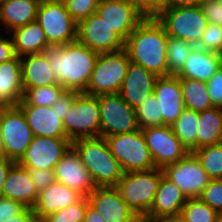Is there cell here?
Returning a JSON list of instances; mask_svg holds the SVG:
<instances>
[{
	"label": "cell",
	"mask_w": 222,
	"mask_h": 222,
	"mask_svg": "<svg viewBox=\"0 0 222 222\" xmlns=\"http://www.w3.org/2000/svg\"><path fill=\"white\" fill-rule=\"evenodd\" d=\"M43 53L65 90L85 92L98 52L75 40L65 45L50 46Z\"/></svg>",
	"instance_id": "6da1fadb"
},
{
	"label": "cell",
	"mask_w": 222,
	"mask_h": 222,
	"mask_svg": "<svg viewBox=\"0 0 222 222\" xmlns=\"http://www.w3.org/2000/svg\"><path fill=\"white\" fill-rule=\"evenodd\" d=\"M167 41L166 30L156 17H145L125 40L124 49L131 62L157 77L167 76Z\"/></svg>",
	"instance_id": "7a4b0ae2"
},
{
	"label": "cell",
	"mask_w": 222,
	"mask_h": 222,
	"mask_svg": "<svg viewBox=\"0 0 222 222\" xmlns=\"http://www.w3.org/2000/svg\"><path fill=\"white\" fill-rule=\"evenodd\" d=\"M96 187H116L123 170L104 137L80 138L72 142Z\"/></svg>",
	"instance_id": "3957f363"
},
{
	"label": "cell",
	"mask_w": 222,
	"mask_h": 222,
	"mask_svg": "<svg viewBox=\"0 0 222 222\" xmlns=\"http://www.w3.org/2000/svg\"><path fill=\"white\" fill-rule=\"evenodd\" d=\"M163 175L162 169L123 173L117 189L127 206L142 219L151 209Z\"/></svg>",
	"instance_id": "277c9868"
},
{
	"label": "cell",
	"mask_w": 222,
	"mask_h": 222,
	"mask_svg": "<svg viewBox=\"0 0 222 222\" xmlns=\"http://www.w3.org/2000/svg\"><path fill=\"white\" fill-rule=\"evenodd\" d=\"M129 63L125 49L100 53L84 93L95 96L119 93Z\"/></svg>",
	"instance_id": "5b68a950"
},
{
	"label": "cell",
	"mask_w": 222,
	"mask_h": 222,
	"mask_svg": "<svg viewBox=\"0 0 222 222\" xmlns=\"http://www.w3.org/2000/svg\"><path fill=\"white\" fill-rule=\"evenodd\" d=\"M104 138L124 173L156 168L142 129Z\"/></svg>",
	"instance_id": "8992f818"
},
{
	"label": "cell",
	"mask_w": 222,
	"mask_h": 222,
	"mask_svg": "<svg viewBox=\"0 0 222 222\" xmlns=\"http://www.w3.org/2000/svg\"><path fill=\"white\" fill-rule=\"evenodd\" d=\"M156 19L164 26L168 36L196 46L208 27V20L200 6L164 8Z\"/></svg>",
	"instance_id": "52a82bcc"
},
{
	"label": "cell",
	"mask_w": 222,
	"mask_h": 222,
	"mask_svg": "<svg viewBox=\"0 0 222 222\" xmlns=\"http://www.w3.org/2000/svg\"><path fill=\"white\" fill-rule=\"evenodd\" d=\"M100 115L98 96L80 92L63 120L66 137L71 142L100 137Z\"/></svg>",
	"instance_id": "ba28073f"
},
{
	"label": "cell",
	"mask_w": 222,
	"mask_h": 222,
	"mask_svg": "<svg viewBox=\"0 0 222 222\" xmlns=\"http://www.w3.org/2000/svg\"><path fill=\"white\" fill-rule=\"evenodd\" d=\"M36 22L45 32L50 46L65 45L77 40V23L67 11L64 1H41Z\"/></svg>",
	"instance_id": "9c48e42d"
},
{
	"label": "cell",
	"mask_w": 222,
	"mask_h": 222,
	"mask_svg": "<svg viewBox=\"0 0 222 222\" xmlns=\"http://www.w3.org/2000/svg\"><path fill=\"white\" fill-rule=\"evenodd\" d=\"M0 133L3 145L2 155L18 162L34 138L22 109L8 106L0 117Z\"/></svg>",
	"instance_id": "30bf717a"
},
{
	"label": "cell",
	"mask_w": 222,
	"mask_h": 222,
	"mask_svg": "<svg viewBox=\"0 0 222 222\" xmlns=\"http://www.w3.org/2000/svg\"><path fill=\"white\" fill-rule=\"evenodd\" d=\"M100 106V137L130 133L139 129L135 109L119 93L98 96Z\"/></svg>",
	"instance_id": "8fae6325"
},
{
	"label": "cell",
	"mask_w": 222,
	"mask_h": 222,
	"mask_svg": "<svg viewBox=\"0 0 222 222\" xmlns=\"http://www.w3.org/2000/svg\"><path fill=\"white\" fill-rule=\"evenodd\" d=\"M142 132L156 168L163 169L189 153L171 126H149L143 128Z\"/></svg>",
	"instance_id": "7c38bea8"
},
{
	"label": "cell",
	"mask_w": 222,
	"mask_h": 222,
	"mask_svg": "<svg viewBox=\"0 0 222 222\" xmlns=\"http://www.w3.org/2000/svg\"><path fill=\"white\" fill-rule=\"evenodd\" d=\"M163 175L175 183L187 198H199L210 178L199 159L189 152L178 162L165 166Z\"/></svg>",
	"instance_id": "4fadbf2b"
},
{
	"label": "cell",
	"mask_w": 222,
	"mask_h": 222,
	"mask_svg": "<svg viewBox=\"0 0 222 222\" xmlns=\"http://www.w3.org/2000/svg\"><path fill=\"white\" fill-rule=\"evenodd\" d=\"M71 147L72 142L68 138L34 136L17 163L26 169L54 170Z\"/></svg>",
	"instance_id": "5bb4252c"
},
{
	"label": "cell",
	"mask_w": 222,
	"mask_h": 222,
	"mask_svg": "<svg viewBox=\"0 0 222 222\" xmlns=\"http://www.w3.org/2000/svg\"><path fill=\"white\" fill-rule=\"evenodd\" d=\"M77 40L99 54L119 51L125 45V40L97 12L77 24Z\"/></svg>",
	"instance_id": "9a60e30c"
},
{
	"label": "cell",
	"mask_w": 222,
	"mask_h": 222,
	"mask_svg": "<svg viewBox=\"0 0 222 222\" xmlns=\"http://www.w3.org/2000/svg\"><path fill=\"white\" fill-rule=\"evenodd\" d=\"M96 12L124 40L145 18L131 0H99Z\"/></svg>",
	"instance_id": "2e32d148"
},
{
	"label": "cell",
	"mask_w": 222,
	"mask_h": 222,
	"mask_svg": "<svg viewBox=\"0 0 222 222\" xmlns=\"http://www.w3.org/2000/svg\"><path fill=\"white\" fill-rule=\"evenodd\" d=\"M90 205L106 222H141L122 199L117 187H96L88 196Z\"/></svg>",
	"instance_id": "e0dca14e"
},
{
	"label": "cell",
	"mask_w": 222,
	"mask_h": 222,
	"mask_svg": "<svg viewBox=\"0 0 222 222\" xmlns=\"http://www.w3.org/2000/svg\"><path fill=\"white\" fill-rule=\"evenodd\" d=\"M187 199L175 183L162 175L151 209L141 220L161 222L165 218L180 216Z\"/></svg>",
	"instance_id": "ac0fdd59"
},
{
	"label": "cell",
	"mask_w": 222,
	"mask_h": 222,
	"mask_svg": "<svg viewBox=\"0 0 222 222\" xmlns=\"http://www.w3.org/2000/svg\"><path fill=\"white\" fill-rule=\"evenodd\" d=\"M55 180L87 197L95 188L89 171L71 147L54 168Z\"/></svg>",
	"instance_id": "d6986e66"
},
{
	"label": "cell",
	"mask_w": 222,
	"mask_h": 222,
	"mask_svg": "<svg viewBox=\"0 0 222 222\" xmlns=\"http://www.w3.org/2000/svg\"><path fill=\"white\" fill-rule=\"evenodd\" d=\"M153 93L159 102L163 125L172 126L185 109L180 78L177 75L157 77Z\"/></svg>",
	"instance_id": "ffe728a7"
},
{
	"label": "cell",
	"mask_w": 222,
	"mask_h": 222,
	"mask_svg": "<svg viewBox=\"0 0 222 222\" xmlns=\"http://www.w3.org/2000/svg\"><path fill=\"white\" fill-rule=\"evenodd\" d=\"M156 79V75L130 61L119 94L130 107L136 109L153 94Z\"/></svg>",
	"instance_id": "44dd1931"
},
{
	"label": "cell",
	"mask_w": 222,
	"mask_h": 222,
	"mask_svg": "<svg viewBox=\"0 0 222 222\" xmlns=\"http://www.w3.org/2000/svg\"><path fill=\"white\" fill-rule=\"evenodd\" d=\"M34 136L67 138L63 121L51 107L18 105Z\"/></svg>",
	"instance_id": "7402d4cb"
},
{
	"label": "cell",
	"mask_w": 222,
	"mask_h": 222,
	"mask_svg": "<svg viewBox=\"0 0 222 222\" xmlns=\"http://www.w3.org/2000/svg\"><path fill=\"white\" fill-rule=\"evenodd\" d=\"M38 195L39 192L31 180L29 170L16 162L7 174L2 196L21 202L27 208H33Z\"/></svg>",
	"instance_id": "603a6c76"
},
{
	"label": "cell",
	"mask_w": 222,
	"mask_h": 222,
	"mask_svg": "<svg viewBox=\"0 0 222 222\" xmlns=\"http://www.w3.org/2000/svg\"><path fill=\"white\" fill-rule=\"evenodd\" d=\"M81 197L76 190L55 181L39 192L38 200L32 209L40 222L44 217L72 205Z\"/></svg>",
	"instance_id": "cb8c5ba5"
},
{
	"label": "cell",
	"mask_w": 222,
	"mask_h": 222,
	"mask_svg": "<svg viewBox=\"0 0 222 222\" xmlns=\"http://www.w3.org/2000/svg\"><path fill=\"white\" fill-rule=\"evenodd\" d=\"M222 66V54L199 47L194 50L176 74L180 79H194L207 82Z\"/></svg>",
	"instance_id": "d4e9b609"
},
{
	"label": "cell",
	"mask_w": 222,
	"mask_h": 222,
	"mask_svg": "<svg viewBox=\"0 0 222 222\" xmlns=\"http://www.w3.org/2000/svg\"><path fill=\"white\" fill-rule=\"evenodd\" d=\"M23 88L59 84L44 53L21 56Z\"/></svg>",
	"instance_id": "484cf974"
},
{
	"label": "cell",
	"mask_w": 222,
	"mask_h": 222,
	"mask_svg": "<svg viewBox=\"0 0 222 222\" xmlns=\"http://www.w3.org/2000/svg\"><path fill=\"white\" fill-rule=\"evenodd\" d=\"M40 0H3L0 5V27L13 29L36 21Z\"/></svg>",
	"instance_id": "4316f807"
},
{
	"label": "cell",
	"mask_w": 222,
	"mask_h": 222,
	"mask_svg": "<svg viewBox=\"0 0 222 222\" xmlns=\"http://www.w3.org/2000/svg\"><path fill=\"white\" fill-rule=\"evenodd\" d=\"M21 58L0 64V99L8 106H18L23 97Z\"/></svg>",
	"instance_id": "83f0119b"
},
{
	"label": "cell",
	"mask_w": 222,
	"mask_h": 222,
	"mask_svg": "<svg viewBox=\"0 0 222 222\" xmlns=\"http://www.w3.org/2000/svg\"><path fill=\"white\" fill-rule=\"evenodd\" d=\"M8 34L12 37L15 53L19 57L40 54L50 47L45 32L36 21L15 28Z\"/></svg>",
	"instance_id": "f1b7e54d"
},
{
	"label": "cell",
	"mask_w": 222,
	"mask_h": 222,
	"mask_svg": "<svg viewBox=\"0 0 222 222\" xmlns=\"http://www.w3.org/2000/svg\"><path fill=\"white\" fill-rule=\"evenodd\" d=\"M222 142V110L211 107L199 112L197 121L196 150Z\"/></svg>",
	"instance_id": "f546056e"
},
{
	"label": "cell",
	"mask_w": 222,
	"mask_h": 222,
	"mask_svg": "<svg viewBox=\"0 0 222 222\" xmlns=\"http://www.w3.org/2000/svg\"><path fill=\"white\" fill-rule=\"evenodd\" d=\"M184 107L203 112L212 105L206 82L194 79H180Z\"/></svg>",
	"instance_id": "4dcf8cb0"
},
{
	"label": "cell",
	"mask_w": 222,
	"mask_h": 222,
	"mask_svg": "<svg viewBox=\"0 0 222 222\" xmlns=\"http://www.w3.org/2000/svg\"><path fill=\"white\" fill-rule=\"evenodd\" d=\"M198 118L199 112L185 108L176 122L171 126L174 134L189 152L196 150Z\"/></svg>",
	"instance_id": "1f68e13d"
},
{
	"label": "cell",
	"mask_w": 222,
	"mask_h": 222,
	"mask_svg": "<svg viewBox=\"0 0 222 222\" xmlns=\"http://www.w3.org/2000/svg\"><path fill=\"white\" fill-rule=\"evenodd\" d=\"M66 90L60 85L24 88L22 100L18 105L52 107Z\"/></svg>",
	"instance_id": "d6a6232c"
},
{
	"label": "cell",
	"mask_w": 222,
	"mask_h": 222,
	"mask_svg": "<svg viewBox=\"0 0 222 222\" xmlns=\"http://www.w3.org/2000/svg\"><path fill=\"white\" fill-rule=\"evenodd\" d=\"M195 47L191 42L168 36L167 75H176Z\"/></svg>",
	"instance_id": "836d02e7"
},
{
	"label": "cell",
	"mask_w": 222,
	"mask_h": 222,
	"mask_svg": "<svg viewBox=\"0 0 222 222\" xmlns=\"http://www.w3.org/2000/svg\"><path fill=\"white\" fill-rule=\"evenodd\" d=\"M193 153L210 179H222V142L201 147Z\"/></svg>",
	"instance_id": "e575fe53"
},
{
	"label": "cell",
	"mask_w": 222,
	"mask_h": 222,
	"mask_svg": "<svg viewBox=\"0 0 222 222\" xmlns=\"http://www.w3.org/2000/svg\"><path fill=\"white\" fill-rule=\"evenodd\" d=\"M181 216L187 222H216L218 212L200 198H188Z\"/></svg>",
	"instance_id": "d590c367"
},
{
	"label": "cell",
	"mask_w": 222,
	"mask_h": 222,
	"mask_svg": "<svg viewBox=\"0 0 222 222\" xmlns=\"http://www.w3.org/2000/svg\"><path fill=\"white\" fill-rule=\"evenodd\" d=\"M136 121L140 129L149 126H162L163 119L160 114L159 102L154 93L145 99L139 107L135 109Z\"/></svg>",
	"instance_id": "8d00e7d4"
},
{
	"label": "cell",
	"mask_w": 222,
	"mask_h": 222,
	"mask_svg": "<svg viewBox=\"0 0 222 222\" xmlns=\"http://www.w3.org/2000/svg\"><path fill=\"white\" fill-rule=\"evenodd\" d=\"M88 197L82 196L77 202L44 217L40 222H84Z\"/></svg>",
	"instance_id": "74e56055"
},
{
	"label": "cell",
	"mask_w": 222,
	"mask_h": 222,
	"mask_svg": "<svg viewBox=\"0 0 222 222\" xmlns=\"http://www.w3.org/2000/svg\"><path fill=\"white\" fill-rule=\"evenodd\" d=\"M72 19L78 24L96 12L99 0H63Z\"/></svg>",
	"instance_id": "f35d334b"
},
{
	"label": "cell",
	"mask_w": 222,
	"mask_h": 222,
	"mask_svg": "<svg viewBox=\"0 0 222 222\" xmlns=\"http://www.w3.org/2000/svg\"><path fill=\"white\" fill-rule=\"evenodd\" d=\"M197 47L222 54V29L219 25L208 23Z\"/></svg>",
	"instance_id": "ab89813d"
},
{
	"label": "cell",
	"mask_w": 222,
	"mask_h": 222,
	"mask_svg": "<svg viewBox=\"0 0 222 222\" xmlns=\"http://www.w3.org/2000/svg\"><path fill=\"white\" fill-rule=\"evenodd\" d=\"M199 198L218 213L222 212V179H210Z\"/></svg>",
	"instance_id": "60d3db41"
},
{
	"label": "cell",
	"mask_w": 222,
	"mask_h": 222,
	"mask_svg": "<svg viewBox=\"0 0 222 222\" xmlns=\"http://www.w3.org/2000/svg\"><path fill=\"white\" fill-rule=\"evenodd\" d=\"M209 96L214 107L222 106V66L206 82Z\"/></svg>",
	"instance_id": "b9f144b4"
},
{
	"label": "cell",
	"mask_w": 222,
	"mask_h": 222,
	"mask_svg": "<svg viewBox=\"0 0 222 222\" xmlns=\"http://www.w3.org/2000/svg\"><path fill=\"white\" fill-rule=\"evenodd\" d=\"M28 170L31 180L38 192L42 191L43 189H46L56 181L54 170H49V169H28Z\"/></svg>",
	"instance_id": "7bdbcfd3"
},
{
	"label": "cell",
	"mask_w": 222,
	"mask_h": 222,
	"mask_svg": "<svg viewBox=\"0 0 222 222\" xmlns=\"http://www.w3.org/2000/svg\"><path fill=\"white\" fill-rule=\"evenodd\" d=\"M26 208L21 202L0 196V222L21 214Z\"/></svg>",
	"instance_id": "ee69618b"
},
{
	"label": "cell",
	"mask_w": 222,
	"mask_h": 222,
	"mask_svg": "<svg viewBox=\"0 0 222 222\" xmlns=\"http://www.w3.org/2000/svg\"><path fill=\"white\" fill-rule=\"evenodd\" d=\"M208 23L220 25L222 23V5L217 0H203L200 4Z\"/></svg>",
	"instance_id": "f6af8a7d"
},
{
	"label": "cell",
	"mask_w": 222,
	"mask_h": 222,
	"mask_svg": "<svg viewBox=\"0 0 222 222\" xmlns=\"http://www.w3.org/2000/svg\"><path fill=\"white\" fill-rule=\"evenodd\" d=\"M145 17H156L164 8L165 0H131Z\"/></svg>",
	"instance_id": "bcb514c9"
},
{
	"label": "cell",
	"mask_w": 222,
	"mask_h": 222,
	"mask_svg": "<svg viewBox=\"0 0 222 222\" xmlns=\"http://www.w3.org/2000/svg\"><path fill=\"white\" fill-rule=\"evenodd\" d=\"M80 92L77 91H65L57 102L51 107L53 111L58 113V117L63 121L70 110L71 105L73 104L76 96Z\"/></svg>",
	"instance_id": "7dc6e473"
},
{
	"label": "cell",
	"mask_w": 222,
	"mask_h": 222,
	"mask_svg": "<svg viewBox=\"0 0 222 222\" xmlns=\"http://www.w3.org/2000/svg\"><path fill=\"white\" fill-rule=\"evenodd\" d=\"M6 35L8 38L4 37L3 34H0V64L7 62L17 56L14 50L11 35H8V33Z\"/></svg>",
	"instance_id": "c3c4849f"
},
{
	"label": "cell",
	"mask_w": 222,
	"mask_h": 222,
	"mask_svg": "<svg viewBox=\"0 0 222 222\" xmlns=\"http://www.w3.org/2000/svg\"><path fill=\"white\" fill-rule=\"evenodd\" d=\"M16 162L6 158L5 156H0V196H2L3 191V185L5 182V179L7 177V174L10 170V168L15 164Z\"/></svg>",
	"instance_id": "681fc988"
},
{
	"label": "cell",
	"mask_w": 222,
	"mask_h": 222,
	"mask_svg": "<svg viewBox=\"0 0 222 222\" xmlns=\"http://www.w3.org/2000/svg\"><path fill=\"white\" fill-rule=\"evenodd\" d=\"M5 222H39L32 208H26L21 214L8 218Z\"/></svg>",
	"instance_id": "f907efd6"
},
{
	"label": "cell",
	"mask_w": 222,
	"mask_h": 222,
	"mask_svg": "<svg viewBox=\"0 0 222 222\" xmlns=\"http://www.w3.org/2000/svg\"><path fill=\"white\" fill-rule=\"evenodd\" d=\"M203 0H165V8L200 6Z\"/></svg>",
	"instance_id": "816d5d0a"
},
{
	"label": "cell",
	"mask_w": 222,
	"mask_h": 222,
	"mask_svg": "<svg viewBox=\"0 0 222 222\" xmlns=\"http://www.w3.org/2000/svg\"><path fill=\"white\" fill-rule=\"evenodd\" d=\"M84 222H106V220L89 204Z\"/></svg>",
	"instance_id": "f5cc1de1"
},
{
	"label": "cell",
	"mask_w": 222,
	"mask_h": 222,
	"mask_svg": "<svg viewBox=\"0 0 222 222\" xmlns=\"http://www.w3.org/2000/svg\"><path fill=\"white\" fill-rule=\"evenodd\" d=\"M161 222H187L181 215L163 219Z\"/></svg>",
	"instance_id": "db71d44e"
},
{
	"label": "cell",
	"mask_w": 222,
	"mask_h": 222,
	"mask_svg": "<svg viewBox=\"0 0 222 222\" xmlns=\"http://www.w3.org/2000/svg\"><path fill=\"white\" fill-rule=\"evenodd\" d=\"M8 107V105L6 103H4L1 99H0V117L2 116L4 110Z\"/></svg>",
	"instance_id": "11a10c76"
},
{
	"label": "cell",
	"mask_w": 222,
	"mask_h": 222,
	"mask_svg": "<svg viewBox=\"0 0 222 222\" xmlns=\"http://www.w3.org/2000/svg\"><path fill=\"white\" fill-rule=\"evenodd\" d=\"M216 222H222V212H219V213H218Z\"/></svg>",
	"instance_id": "9f6ffc18"
},
{
	"label": "cell",
	"mask_w": 222,
	"mask_h": 222,
	"mask_svg": "<svg viewBox=\"0 0 222 222\" xmlns=\"http://www.w3.org/2000/svg\"><path fill=\"white\" fill-rule=\"evenodd\" d=\"M3 151V145H2V139H1V133H0V156H2Z\"/></svg>",
	"instance_id": "6f0895ef"
},
{
	"label": "cell",
	"mask_w": 222,
	"mask_h": 222,
	"mask_svg": "<svg viewBox=\"0 0 222 222\" xmlns=\"http://www.w3.org/2000/svg\"><path fill=\"white\" fill-rule=\"evenodd\" d=\"M217 1H218V3H219V4H221V5H222V0H217Z\"/></svg>",
	"instance_id": "680465c9"
}]
</instances>
